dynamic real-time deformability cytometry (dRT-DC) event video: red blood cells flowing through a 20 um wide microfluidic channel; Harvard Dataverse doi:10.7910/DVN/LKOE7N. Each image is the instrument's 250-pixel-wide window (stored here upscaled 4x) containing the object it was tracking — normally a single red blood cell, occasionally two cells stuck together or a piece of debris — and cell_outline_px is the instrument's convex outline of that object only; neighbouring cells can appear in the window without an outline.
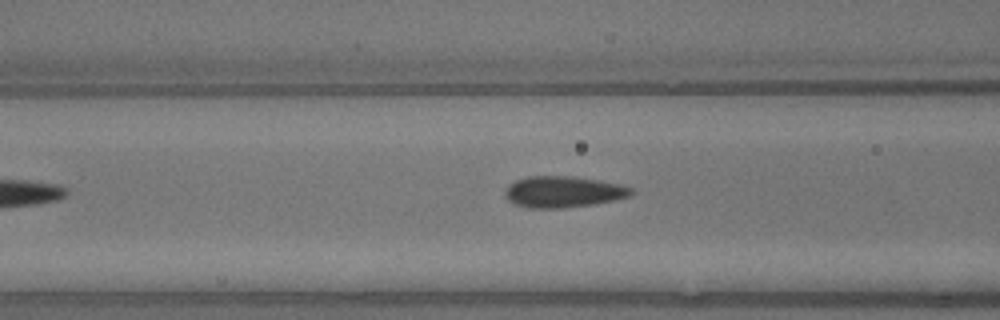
{"species": "common noctule bat (a hibernating species)", "species_latin": "Nyctalus noctula", "temperature_condition": "warm", "stored_images_in_passage": 5, "camera_frame_rate_fps": 3000, "um_per_image_px": 0.085, "animal": {"sex": "male", "body_mass_g": 13.3}, "frame": {"image": 1, "passage_image": 5, "time_ms": 1.333, "image_size_px": [1000, 320], "cell_outline_px": [[636, 192], [632, 196], [592, 204], [560, 208], [528, 208], [516, 204], [508, 200], [504, 196], [504, 192], [508, 184], [516, 180], [528, 176], [572, 176], [600, 180], [620, 184], [632, 188]], "centroid_in_image_um": [47.88, 16.29], "position_along_channel_um": 118.7, "area_um2": 23.12}}